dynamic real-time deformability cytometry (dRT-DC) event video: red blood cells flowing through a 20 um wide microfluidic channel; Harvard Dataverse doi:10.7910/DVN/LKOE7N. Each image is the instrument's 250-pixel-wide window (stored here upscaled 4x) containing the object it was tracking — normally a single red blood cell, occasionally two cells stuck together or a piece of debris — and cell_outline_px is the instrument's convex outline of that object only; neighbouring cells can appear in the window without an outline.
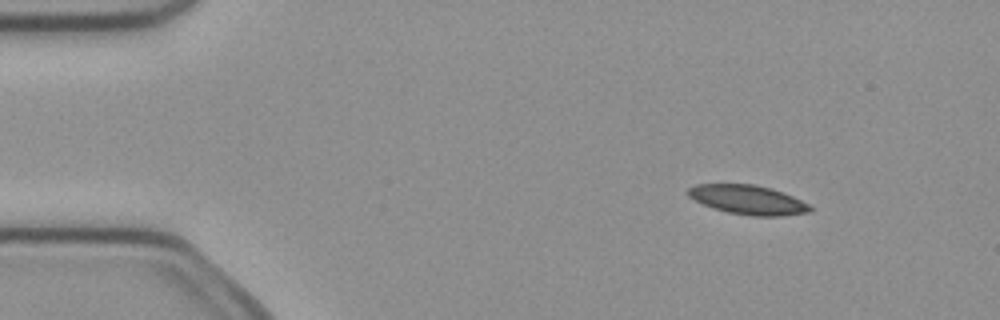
{"species": "common noctule bat (a hibernating species)", "species_latin": "Nyctalus noctula", "temperature_condition": "cold", "stored_images_in_passage": 3, "camera_frame_rate_fps": 3000, "um_per_image_px": 0.085, "animal": {"sex": "female", "body_mass_g": 21.9}, "frame": {"image": 1, "passage_image": 1, "time_ms": 0.0, "image_size_px": [1000, 320], "cell_outline_px": [[812, 208], [808, 212], [780, 216], [752, 216], [728, 212], [704, 204], [688, 196], [688, 188], [696, 184], [752, 184], [772, 188], [784, 192], [808, 204]], "centroid_in_image_um": [63.58, 16.97], "position_along_channel_um": 21.4, "area_um2": 20.52}}